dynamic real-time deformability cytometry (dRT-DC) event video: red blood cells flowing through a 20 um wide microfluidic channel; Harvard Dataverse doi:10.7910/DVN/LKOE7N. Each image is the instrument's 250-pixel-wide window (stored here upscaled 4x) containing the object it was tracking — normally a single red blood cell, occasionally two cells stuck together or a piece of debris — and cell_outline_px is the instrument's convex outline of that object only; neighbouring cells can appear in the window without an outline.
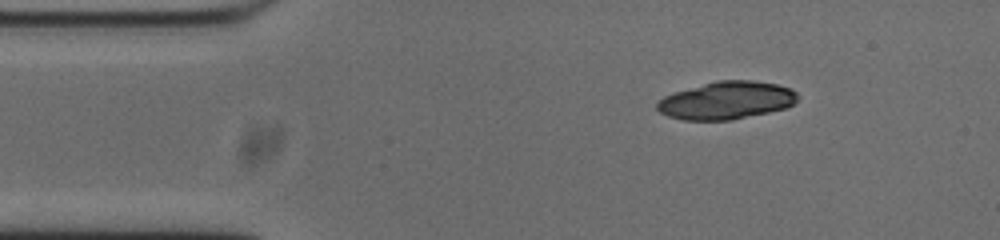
{"species": "common noctule bat (a hibernating species)", "species_latin": "Nyctalus noctula", "temperature_condition": "cold", "stored_images_in_passage": 46, "camera_frame_rate_fps": 3000, "um_per_image_px": 0.085, "animal": {"sex": "male", "body_mass_g": 20.0, "forearm_length_mm": 53.3}, "frame": {"image": 1, "passage_image": 1, "time_ms": 0.0, "image_size_px": [1000, 240], "cell_outline_px": [[796, 100], [792, 104], [784, 108], [768, 112], [732, 120], [684, 120], [668, 116], [660, 112], [656, 108], [656, 104], [664, 96], [676, 92], [704, 84], [720, 80], [752, 80], [776, 84], [788, 88], [796, 92]], "centroid_in_image_um": [61.73, 8.54], "position_along_channel_um": 23.3, "area_um2": 30.4}}